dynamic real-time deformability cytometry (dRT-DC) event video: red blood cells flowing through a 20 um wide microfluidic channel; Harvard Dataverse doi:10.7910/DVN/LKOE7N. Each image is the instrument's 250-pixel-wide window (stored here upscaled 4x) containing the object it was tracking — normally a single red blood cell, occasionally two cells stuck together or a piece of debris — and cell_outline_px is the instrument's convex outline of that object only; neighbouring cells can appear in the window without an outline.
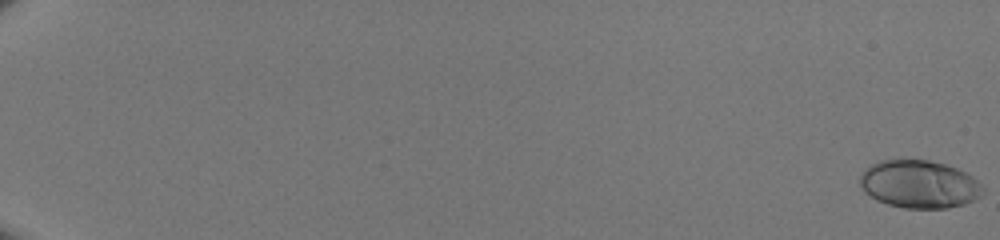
{"species": "human", "species_latin": "Homo sapiens", "temperature_condition": "room temperature", "stored_images_in_passage": 52, "camera_frame_rate_fps": 3000, "um_per_image_px": 0.085, "donor": {"sex": "male"}, "frame": {"image": 1, "passage_image": 1, "time_ms": 0.0, "image_size_px": [1000, 240], "cell_outline_px": [[984, 192], [980, 196], [964, 204], [948, 208], [904, 208], [888, 204], [876, 200], [864, 192], [860, 184], [860, 176], [864, 168], [880, 160], [928, 160], [944, 164], [956, 168], [972, 176], [984, 188]], "centroid_in_image_um": [78.11, 15.66], "position_along_channel_um": 6.9, "area_um2": 34.22}}
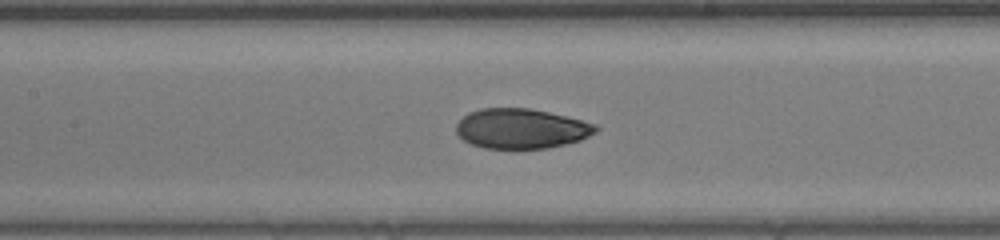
{"frame": {"image": 2, "passage_image": 29, "time_ms": 9.333, "image_size_px": [1000, 240], "cell_outline_px": [[600, 128], [596, 132], [580, 140], [548, 148], [484, 148], [472, 144], [464, 140], [456, 132], [456, 124], [468, 112], [480, 108], [528, 108], [548, 112], [596, 124]], "centroid_in_image_um": [44.29, 10.93], "position_along_channel_um": 163.1, "area_um2": 32.25}}
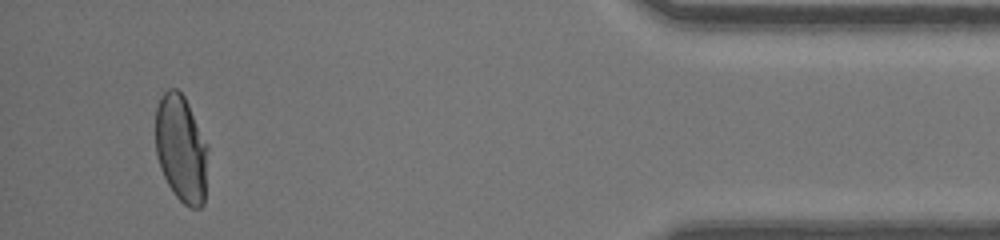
{"frame": {"image": 3, "passage_image": 50, "time_ms": 16.333, "image_size_px": [1000, 240], "cell_outline_px": [[208, 148], [204, 204], [200, 208], [192, 208], [184, 204], [172, 192], [160, 168], [156, 156], [156, 108], [160, 96], [168, 88], [176, 88], [184, 96], [208, 144]], "centroid_in_image_um": [15.4, 12.64], "position_along_channel_um": 419.8, "area_um2": 32.95}}